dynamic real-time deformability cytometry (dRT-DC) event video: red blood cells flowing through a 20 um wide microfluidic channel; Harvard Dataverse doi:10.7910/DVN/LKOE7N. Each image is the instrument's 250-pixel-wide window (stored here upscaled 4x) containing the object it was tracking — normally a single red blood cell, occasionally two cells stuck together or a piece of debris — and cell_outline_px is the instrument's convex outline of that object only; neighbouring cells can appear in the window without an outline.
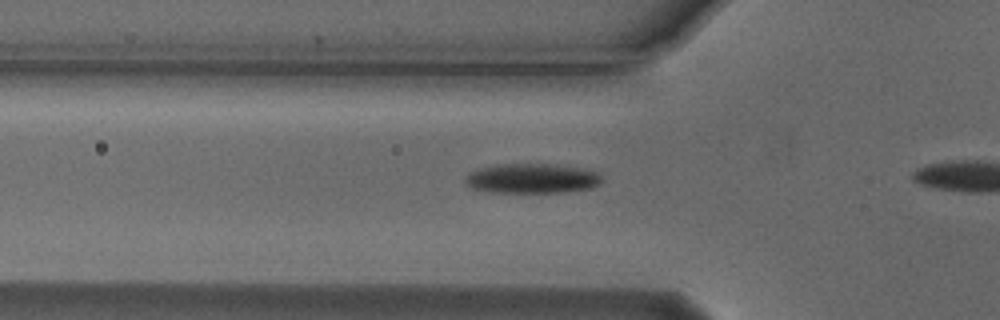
{"species": "Egyptian fruit bat (a non-hibernating species)", "species_latin": "Rousettus aegyptiacus", "temperature_condition": "cold", "stored_images_in_passage": 16, "camera_frame_rate_fps": 3000, "um_per_image_px": 0.085, "animal": {"sex": "male"}, "frame": {"image": 1, "passage_image": 7, "time_ms": 2.0, "image_size_px": [1000, 320], "cell_outline_px": [[604, 180], [600, 184], [592, 188], [560, 192], [492, 192], [468, 188], [464, 180], [468, 172], [496, 164], [568, 164], [584, 168], [596, 172]], "centroid_in_image_um": [45.24, 15.15], "position_along_channel_um": 80.6, "area_um2": 24.04}}
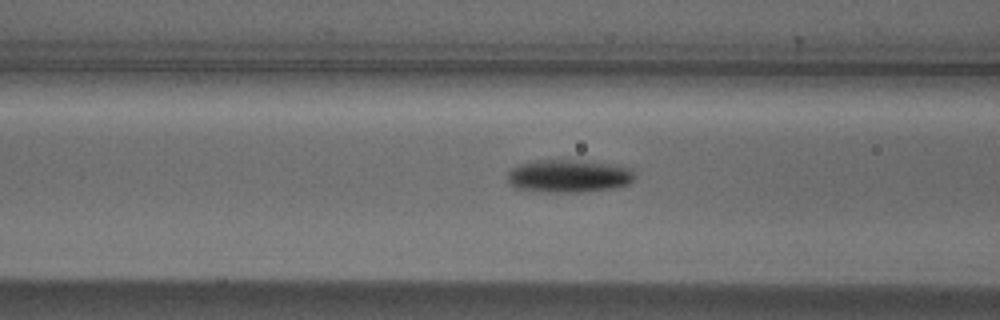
{"frame": {"image": 2, "passage_image": 10, "time_ms": 3.0, "image_size_px": [1000, 320], "cell_outline_px": [[636, 176], [628, 184], [612, 188], [580, 192], [532, 192], [516, 188], [508, 180], [508, 172], [512, 168], [520, 164], [536, 160], [576, 160], [608, 164], [632, 168]], "centroid_in_image_um": [48.32, 14.97], "position_along_channel_um": 118.3, "area_um2": 24.33}}
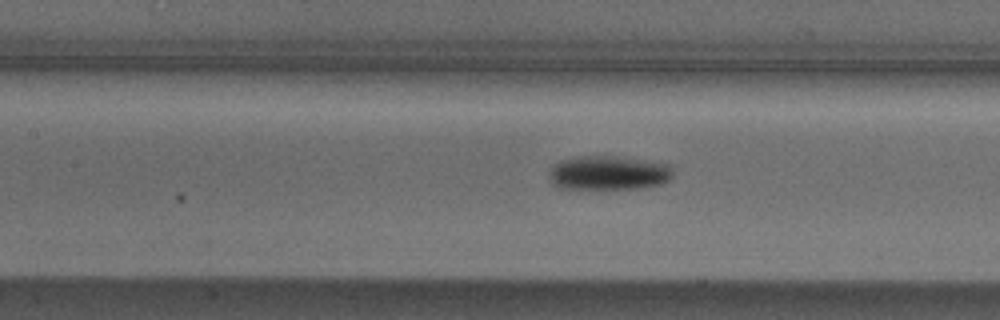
{"frame": {"image": 3, "passage_image": 13, "time_ms": 4.0, "image_size_px": [1000, 320], "cell_outline_px": [[672, 176], [668, 180], [660, 184], [636, 188], [560, 188], [552, 180], [552, 168], [560, 160], [576, 156], [616, 156], [668, 164], [672, 172]], "centroid_in_image_um": [51.75, 14.68], "position_along_channel_um": 155.7, "area_um2": 23.99}}